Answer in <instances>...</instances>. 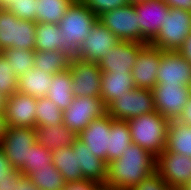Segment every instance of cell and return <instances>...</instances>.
<instances>
[{
	"label": "cell",
	"mask_w": 191,
	"mask_h": 190,
	"mask_svg": "<svg viewBox=\"0 0 191 190\" xmlns=\"http://www.w3.org/2000/svg\"><path fill=\"white\" fill-rule=\"evenodd\" d=\"M122 157L108 164V179L104 187L130 190L156 171V158L138 144L132 143Z\"/></svg>",
	"instance_id": "1"
},
{
	"label": "cell",
	"mask_w": 191,
	"mask_h": 190,
	"mask_svg": "<svg viewBox=\"0 0 191 190\" xmlns=\"http://www.w3.org/2000/svg\"><path fill=\"white\" fill-rule=\"evenodd\" d=\"M97 20L98 16L80 0H74L58 24L61 37L65 38L64 44L58 50L70 59L77 58L79 47Z\"/></svg>",
	"instance_id": "2"
},
{
	"label": "cell",
	"mask_w": 191,
	"mask_h": 190,
	"mask_svg": "<svg viewBox=\"0 0 191 190\" xmlns=\"http://www.w3.org/2000/svg\"><path fill=\"white\" fill-rule=\"evenodd\" d=\"M132 142L157 158L166 147L169 120L157 111L127 120Z\"/></svg>",
	"instance_id": "3"
},
{
	"label": "cell",
	"mask_w": 191,
	"mask_h": 190,
	"mask_svg": "<svg viewBox=\"0 0 191 190\" xmlns=\"http://www.w3.org/2000/svg\"><path fill=\"white\" fill-rule=\"evenodd\" d=\"M36 22L19 19L7 9L0 11V51L8 48L35 51Z\"/></svg>",
	"instance_id": "4"
},
{
	"label": "cell",
	"mask_w": 191,
	"mask_h": 190,
	"mask_svg": "<svg viewBox=\"0 0 191 190\" xmlns=\"http://www.w3.org/2000/svg\"><path fill=\"white\" fill-rule=\"evenodd\" d=\"M191 33V12L170 8L161 29L150 42L163 51H178Z\"/></svg>",
	"instance_id": "5"
},
{
	"label": "cell",
	"mask_w": 191,
	"mask_h": 190,
	"mask_svg": "<svg viewBox=\"0 0 191 190\" xmlns=\"http://www.w3.org/2000/svg\"><path fill=\"white\" fill-rule=\"evenodd\" d=\"M156 111L153 92L150 89L134 88L113 100L107 106V114L116 120H129L139 115Z\"/></svg>",
	"instance_id": "6"
},
{
	"label": "cell",
	"mask_w": 191,
	"mask_h": 190,
	"mask_svg": "<svg viewBox=\"0 0 191 190\" xmlns=\"http://www.w3.org/2000/svg\"><path fill=\"white\" fill-rule=\"evenodd\" d=\"M36 143V131L29 127H7L0 143L12 167L22 171L28 165L29 150Z\"/></svg>",
	"instance_id": "7"
},
{
	"label": "cell",
	"mask_w": 191,
	"mask_h": 190,
	"mask_svg": "<svg viewBox=\"0 0 191 190\" xmlns=\"http://www.w3.org/2000/svg\"><path fill=\"white\" fill-rule=\"evenodd\" d=\"M135 6L128 4L98 16V21L115 34L120 41L145 43L138 25Z\"/></svg>",
	"instance_id": "8"
},
{
	"label": "cell",
	"mask_w": 191,
	"mask_h": 190,
	"mask_svg": "<svg viewBox=\"0 0 191 190\" xmlns=\"http://www.w3.org/2000/svg\"><path fill=\"white\" fill-rule=\"evenodd\" d=\"M155 168L172 190H185L191 183V157L165 149L156 158Z\"/></svg>",
	"instance_id": "9"
},
{
	"label": "cell",
	"mask_w": 191,
	"mask_h": 190,
	"mask_svg": "<svg viewBox=\"0 0 191 190\" xmlns=\"http://www.w3.org/2000/svg\"><path fill=\"white\" fill-rule=\"evenodd\" d=\"M106 113L107 107L101 97H75L63 111V124L78 135L93 119Z\"/></svg>",
	"instance_id": "10"
},
{
	"label": "cell",
	"mask_w": 191,
	"mask_h": 190,
	"mask_svg": "<svg viewBox=\"0 0 191 190\" xmlns=\"http://www.w3.org/2000/svg\"><path fill=\"white\" fill-rule=\"evenodd\" d=\"M69 69L75 97H101L102 71L98 63L71 58Z\"/></svg>",
	"instance_id": "11"
},
{
	"label": "cell",
	"mask_w": 191,
	"mask_h": 190,
	"mask_svg": "<svg viewBox=\"0 0 191 190\" xmlns=\"http://www.w3.org/2000/svg\"><path fill=\"white\" fill-rule=\"evenodd\" d=\"M155 110L170 120H177L190 97V87L157 83L152 90Z\"/></svg>",
	"instance_id": "12"
},
{
	"label": "cell",
	"mask_w": 191,
	"mask_h": 190,
	"mask_svg": "<svg viewBox=\"0 0 191 190\" xmlns=\"http://www.w3.org/2000/svg\"><path fill=\"white\" fill-rule=\"evenodd\" d=\"M118 42L119 38L97 20L79 47L77 58L99 63Z\"/></svg>",
	"instance_id": "13"
},
{
	"label": "cell",
	"mask_w": 191,
	"mask_h": 190,
	"mask_svg": "<svg viewBox=\"0 0 191 190\" xmlns=\"http://www.w3.org/2000/svg\"><path fill=\"white\" fill-rule=\"evenodd\" d=\"M36 97L14 92L6 97L4 115L7 127L36 128Z\"/></svg>",
	"instance_id": "14"
},
{
	"label": "cell",
	"mask_w": 191,
	"mask_h": 190,
	"mask_svg": "<svg viewBox=\"0 0 191 190\" xmlns=\"http://www.w3.org/2000/svg\"><path fill=\"white\" fill-rule=\"evenodd\" d=\"M163 50L146 44L132 69L133 82L136 88L153 90L157 84V73Z\"/></svg>",
	"instance_id": "15"
},
{
	"label": "cell",
	"mask_w": 191,
	"mask_h": 190,
	"mask_svg": "<svg viewBox=\"0 0 191 190\" xmlns=\"http://www.w3.org/2000/svg\"><path fill=\"white\" fill-rule=\"evenodd\" d=\"M146 43L118 42L98 63L102 72L130 74Z\"/></svg>",
	"instance_id": "16"
},
{
	"label": "cell",
	"mask_w": 191,
	"mask_h": 190,
	"mask_svg": "<svg viewBox=\"0 0 191 190\" xmlns=\"http://www.w3.org/2000/svg\"><path fill=\"white\" fill-rule=\"evenodd\" d=\"M157 83L190 86L191 63L178 51H163L157 73Z\"/></svg>",
	"instance_id": "17"
},
{
	"label": "cell",
	"mask_w": 191,
	"mask_h": 190,
	"mask_svg": "<svg viewBox=\"0 0 191 190\" xmlns=\"http://www.w3.org/2000/svg\"><path fill=\"white\" fill-rule=\"evenodd\" d=\"M134 6L139 15L138 25L142 32V40L148 44L161 29L170 7L163 0H148Z\"/></svg>",
	"instance_id": "18"
},
{
	"label": "cell",
	"mask_w": 191,
	"mask_h": 190,
	"mask_svg": "<svg viewBox=\"0 0 191 190\" xmlns=\"http://www.w3.org/2000/svg\"><path fill=\"white\" fill-rule=\"evenodd\" d=\"M111 117L106 113L95 118L79 134L78 139L90 148L93 155L107 162Z\"/></svg>",
	"instance_id": "19"
},
{
	"label": "cell",
	"mask_w": 191,
	"mask_h": 190,
	"mask_svg": "<svg viewBox=\"0 0 191 190\" xmlns=\"http://www.w3.org/2000/svg\"><path fill=\"white\" fill-rule=\"evenodd\" d=\"M72 147L76 150L78 167L82 170L83 178L105 186L108 179L107 162L93 155L90 148L78 138Z\"/></svg>",
	"instance_id": "20"
},
{
	"label": "cell",
	"mask_w": 191,
	"mask_h": 190,
	"mask_svg": "<svg viewBox=\"0 0 191 190\" xmlns=\"http://www.w3.org/2000/svg\"><path fill=\"white\" fill-rule=\"evenodd\" d=\"M35 131L36 143L51 151L71 146L78 138V135L64 124L59 126L40 125L36 126Z\"/></svg>",
	"instance_id": "21"
},
{
	"label": "cell",
	"mask_w": 191,
	"mask_h": 190,
	"mask_svg": "<svg viewBox=\"0 0 191 190\" xmlns=\"http://www.w3.org/2000/svg\"><path fill=\"white\" fill-rule=\"evenodd\" d=\"M134 88L132 72L130 74L102 72L100 93L106 107L113 100Z\"/></svg>",
	"instance_id": "22"
},
{
	"label": "cell",
	"mask_w": 191,
	"mask_h": 190,
	"mask_svg": "<svg viewBox=\"0 0 191 190\" xmlns=\"http://www.w3.org/2000/svg\"><path fill=\"white\" fill-rule=\"evenodd\" d=\"M52 164L60 171L66 183L83 181L81 168L78 167L76 150L71 146L51 151Z\"/></svg>",
	"instance_id": "23"
},
{
	"label": "cell",
	"mask_w": 191,
	"mask_h": 190,
	"mask_svg": "<svg viewBox=\"0 0 191 190\" xmlns=\"http://www.w3.org/2000/svg\"><path fill=\"white\" fill-rule=\"evenodd\" d=\"M52 85L47 92V98L56 104L62 111L68 109L75 96L72 92V78L70 69L54 73Z\"/></svg>",
	"instance_id": "24"
},
{
	"label": "cell",
	"mask_w": 191,
	"mask_h": 190,
	"mask_svg": "<svg viewBox=\"0 0 191 190\" xmlns=\"http://www.w3.org/2000/svg\"><path fill=\"white\" fill-rule=\"evenodd\" d=\"M51 81V74L33 68L19 77L17 91L36 98H43L47 96V92L52 85Z\"/></svg>",
	"instance_id": "25"
},
{
	"label": "cell",
	"mask_w": 191,
	"mask_h": 190,
	"mask_svg": "<svg viewBox=\"0 0 191 190\" xmlns=\"http://www.w3.org/2000/svg\"><path fill=\"white\" fill-rule=\"evenodd\" d=\"M129 126L126 120H116L111 117L109 133V150H107V164L122 157L124 150L132 144Z\"/></svg>",
	"instance_id": "26"
},
{
	"label": "cell",
	"mask_w": 191,
	"mask_h": 190,
	"mask_svg": "<svg viewBox=\"0 0 191 190\" xmlns=\"http://www.w3.org/2000/svg\"><path fill=\"white\" fill-rule=\"evenodd\" d=\"M165 149L191 157V125L170 120Z\"/></svg>",
	"instance_id": "27"
},
{
	"label": "cell",
	"mask_w": 191,
	"mask_h": 190,
	"mask_svg": "<svg viewBox=\"0 0 191 190\" xmlns=\"http://www.w3.org/2000/svg\"><path fill=\"white\" fill-rule=\"evenodd\" d=\"M74 0H36V23L59 24Z\"/></svg>",
	"instance_id": "28"
},
{
	"label": "cell",
	"mask_w": 191,
	"mask_h": 190,
	"mask_svg": "<svg viewBox=\"0 0 191 190\" xmlns=\"http://www.w3.org/2000/svg\"><path fill=\"white\" fill-rule=\"evenodd\" d=\"M65 42L60 27L51 23H36L35 51H55Z\"/></svg>",
	"instance_id": "29"
},
{
	"label": "cell",
	"mask_w": 191,
	"mask_h": 190,
	"mask_svg": "<svg viewBox=\"0 0 191 190\" xmlns=\"http://www.w3.org/2000/svg\"><path fill=\"white\" fill-rule=\"evenodd\" d=\"M70 58L60 52L55 51H35L34 68L42 72L53 75L54 73L69 69Z\"/></svg>",
	"instance_id": "30"
},
{
	"label": "cell",
	"mask_w": 191,
	"mask_h": 190,
	"mask_svg": "<svg viewBox=\"0 0 191 190\" xmlns=\"http://www.w3.org/2000/svg\"><path fill=\"white\" fill-rule=\"evenodd\" d=\"M27 176L39 190H63L67 184L53 164L47 165V168L29 172Z\"/></svg>",
	"instance_id": "31"
},
{
	"label": "cell",
	"mask_w": 191,
	"mask_h": 190,
	"mask_svg": "<svg viewBox=\"0 0 191 190\" xmlns=\"http://www.w3.org/2000/svg\"><path fill=\"white\" fill-rule=\"evenodd\" d=\"M63 124V111L47 97L36 100V126Z\"/></svg>",
	"instance_id": "32"
},
{
	"label": "cell",
	"mask_w": 191,
	"mask_h": 190,
	"mask_svg": "<svg viewBox=\"0 0 191 190\" xmlns=\"http://www.w3.org/2000/svg\"><path fill=\"white\" fill-rule=\"evenodd\" d=\"M15 70L18 77L34 68L35 51L18 48H8L1 52Z\"/></svg>",
	"instance_id": "33"
},
{
	"label": "cell",
	"mask_w": 191,
	"mask_h": 190,
	"mask_svg": "<svg viewBox=\"0 0 191 190\" xmlns=\"http://www.w3.org/2000/svg\"><path fill=\"white\" fill-rule=\"evenodd\" d=\"M52 162L51 150L35 143L29 150L28 165L21 173L27 175L29 172L36 171V169L47 168V165L52 164Z\"/></svg>",
	"instance_id": "34"
},
{
	"label": "cell",
	"mask_w": 191,
	"mask_h": 190,
	"mask_svg": "<svg viewBox=\"0 0 191 190\" xmlns=\"http://www.w3.org/2000/svg\"><path fill=\"white\" fill-rule=\"evenodd\" d=\"M19 77L6 57L0 53V92L8 97L18 90Z\"/></svg>",
	"instance_id": "35"
},
{
	"label": "cell",
	"mask_w": 191,
	"mask_h": 190,
	"mask_svg": "<svg viewBox=\"0 0 191 190\" xmlns=\"http://www.w3.org/2000/svg\"><path fill=\"white\" fill-rule=\"evenodd\" d=\"M6 9L19 19L36 22V0H13Z\"/></svg>",
	"instance_id": "36"
},
{
	"label": "cell",
	"mask_w": 191,
	"mask_h": 190,
	"mask_svg": "<svg viewBox=\"0 0 191 190\" xmlns=\"http://www.w3.org/2000/svg\"><path fill=\"white\" fill-rule=\"evenodd\" d=\"M95 15L99 16L107 11L129 4L128 0H80Z\"/></svg>",
	"instance_id": "37"
},
{
	"label": "cell",
	"mask_w": 191,
	"mask_h": 190,
	"mask_svg": "<svg viewBox=\"0 0 191 190\" xmlns=\"http://www.w3.org/2000/svg\"><path fill=\"white\" fill-rule=\"evenodd\" d=\"M130 190H172L171 187L155 171L141 183Z\"/></svg>",
	"instance_id": "38"
},
{
	"label": "cell",
	"mask_w": 191,
	"mask_h": 190,
	"mask_svg": "<svg viewBox=\"0 0 191 190\" xmlns=\"http://www.w3.org/2000/svg\"><path fill=\"white\" fill-rule=\"evenodd\" d=\"M18 172L19 171L14 169L11 163L6 159L5 153L0 147V181L12 180Z\"/></svg>",
	"instance_id": "39"
},
{
	"label": "cell",
	"mask_w": 191,
	"mask_h": 190,
	"mask_svg": "<svg viewBox=\"0 0 191 190\" xmlns=\"http://www.w3.org/2000/svg\"><path fill=\"white\" fill-rule=\"evenodd\" d=\"M103 186L91 180L67 183L63 190H100Z\"/></svg>",
	"instance_id": "40"
},
{
	"label": "cell",
	"mask_w": 191,
	"mask_h": 190,
	"mask_svg": "<svg viewBox=\"0 0 191 190\" xmlns=\"http://www.w3.org/2000/svg\"><path fill=\"white\" fill-rule=\"evenodd\" d=\"M15 190H39L27 175H22L16 183Z\"/></svg>",
	"instance_id": "41"
},
{
	"label": "cell",
	"mask_w": 191,
	"mask_h": 190,
	"mask_svg": "<svg viewBox=\"0 0 191 190\" xmlns=\"http://www.w3.org/2000/svg\"><path fill=\"white\" fill-rule=\"evenodd\" d=\"M170 8H178L191 12V0H163Z\"/></svg>",
	"instance_id": "42"
},
{
	"label": "cell",
	"mask_w": 191,
	"mask_h": 190,
	"mask_svg": "<svg viewBox=\"0 0 191 190\" xmlns=\"http://www.w3.org/2000/svg\"><path fill=\"white\" fill-rule=\"evenodd\" d=\"M177 121L187 125H191V96L189 97L187 104L182 110V113L177 119Z\"/></svg>",
	"instance_id": "43"
},
{
	"label": "cell",
	"mask_w": 191,
	"mask_h": 190,
	"mask_svg": "<svg viewBox=\"0 0 191 190\" xmlns=\"http://www.w3.org/2000/svg\"><path fill=\"white\" fill-rule=\"evenodd\" d=\"M178 52L182 55V57L186 58L191 63V33L182 43V46L179 48Z\"/></svg>",
	"instance_id": "44"
},
{
	"label": "cell",
	"mask_w": 191,
	"mask_h": 190,
	"mask_svg": "<svg viewBox=\"0 0 191 190\" xmlns=\"http://www.w3.org/2000/svg\"><path fill=\"white\" fill-rule=\"evenodd\" d=\"M23 174L19 171L12 180H3L0 181V190H15L16 183Z\"/></svg>",
	"instance_id": "45"
},
{
	"label": "cell",
	"mask_w": 191,
	"mask_h": 190,
	"mask_svg": "<svg viewBox=\"0 0 191 190\" xmlns=\"http://www.w3.org/2000/svg\"><path fill=\"white\" fill-rule=\"evenodd\" d=\"M6 128H7V124L5 120L4 109H1L0 110V143L5 134Z\"/></svg>",
	"instance_id": "46"
},
{
	"label": "cell",
	"mask_w": 191,
	"mask_h": 190,
	"mask_svg": "<svg viewBox=\"0 0 191 190\" xmlns=\"http://www.w3.org/2000/svg\"><path fill=\"white\" fill-rule=\"evenodd\" d=\"M12 2L13 0H0V6L6 9Z\"/></svg>",
	"instance_id": "47"
},
{
	"label": "cell",
	"mask_w": 191,
	"mask_h": 190,
	"mask_svg": "<svg viewBox=\"0 0 191 190\" xmlns=\"http://www.w3.org/2000/svg\"><path fill=\"white\" fill-rule=\"evenodd\" d=\"M6 103V96H4L1 92H0V110L4 109Z\"/></svg>",
	"instance_id": "48"
},
{
	"label": "cell",
	"mask_w": 191,
	"mask_h": 190,
	"mask_svg": "<svg viewBox=\"0 0 191 190\" xmlns=\"http://www.w3.org/2000/svg\"><path fill=\"white\" fill-rule=\"evenodd\" d=\"M128 1H129V4L134 6V5H137V4L144 3V2H146L148 0H128Z\"/></svg>",
	"instance_id": "49"
},
{
	"label": "cell",
	"mask_w": 191,
	"mask_h": 190,
	"mask_svg": "<svg viewBox=\"0 0 191 190\" xmlns=\"http://www.w3.org/2000/svg\"><path fill=\"white\" fill-rule=\"evenodd\" d=\"M100 190H114V189L106 188L103 186Z\"/></svg>",
	"instance_id": "50"
},
{
	"label": "cell",
	"mask_w": 191,
	"mask_h": 190,
	"mask_svg": "<svg viewBox=\"0 0 191 190\" xmlns=\"http://www.w3.org/2000/svg\"><path fill=\"white\" fill-rule=\"evenodd\" d=\"M185 190H191V183L189 184V186Z\"/></svg>",
	"instance_id": "51"
}]
</instances>
